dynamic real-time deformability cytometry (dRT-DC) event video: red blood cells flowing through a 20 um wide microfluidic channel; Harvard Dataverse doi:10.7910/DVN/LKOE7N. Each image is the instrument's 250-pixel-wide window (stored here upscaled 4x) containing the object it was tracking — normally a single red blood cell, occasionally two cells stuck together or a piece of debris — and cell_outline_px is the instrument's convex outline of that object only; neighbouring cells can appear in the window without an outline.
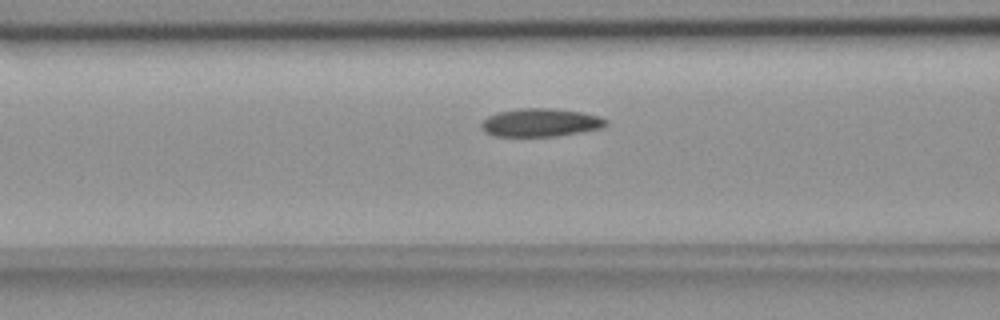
{"species": "common noctule bat (a hibernating species)", "species_latin": "Nyctalus noctula", "temperature_condition": "room temperature", "stored_images_in_passage": 23, "camera_frame_rate_fps": 3000, "um_per_image_px": 0.085, "animal": {"sex": "female", "body_mass_g": 18.4}, "frame": {"image": 1, "passage_image": 17, "time_ms": 5.333, "image_size_px": [1000, 320], "cell_outline_px": [[608, 124], [604, 128], [556, 136], [492, 136], [484, 132], [480, 128], [480, 124], [488, 116], [500, 112], [516, 108], [552, 108], [580, 112], [600, 116], [608, 120]], "centroid_in_image_um": [45.95, 10.42], "position_along_channel_um": 120.7, "area_um2": 20.63}}
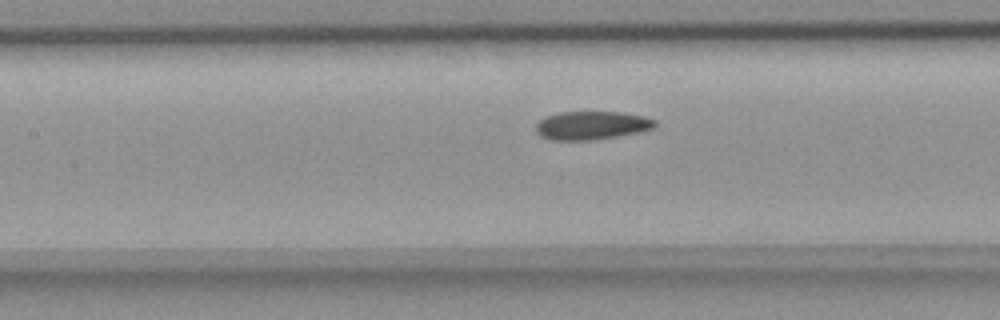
{"frame": {"image": 2, "passage_image": 20, "time_ms": 6.333, "image_size_px": [1000, 320], "cell_outline_px": [[656, 128], [640, 132], [592, 140], [552, 140], [540, 136], [536, 132], [536, 124], [544, 116], [556, 112], [620, 112], [644, 116], [656, 120]], "centroid_in_image_um": [50.28, 10.65], "position_along_channel_um": 157.1, "area_um2": 19.88}}